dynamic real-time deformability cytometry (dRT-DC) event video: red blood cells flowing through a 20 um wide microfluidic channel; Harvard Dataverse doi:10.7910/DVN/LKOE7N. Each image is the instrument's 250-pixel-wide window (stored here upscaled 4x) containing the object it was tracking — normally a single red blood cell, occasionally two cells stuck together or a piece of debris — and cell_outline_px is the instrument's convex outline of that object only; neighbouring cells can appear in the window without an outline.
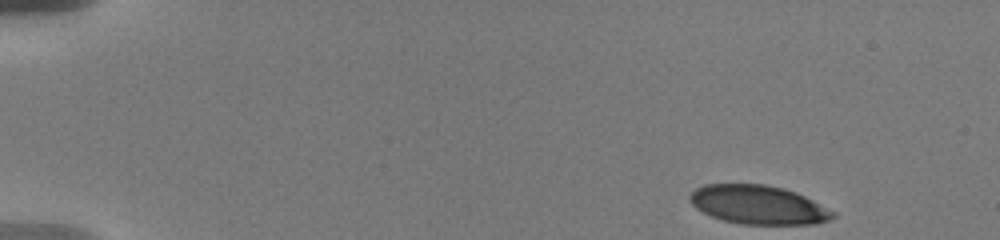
{"species": "human", "species_latin": "Homo sapiens", "temperature_condition": "warm", "stored_images_in_passage": 70, "camera_frame_rate_fps": 3000, "um_per_image_px": 0.085, "donor": {"sex": "male"}, "frame": {"image": 1, "passage_image": 1, "time_ms": 0.0, "image_size_px": [1000, 240], "cell_outline_px": [[836, 216], [828, 220], [816, 224], [740, 224], [724, 220], [712, 216], [696, 208], [688, 200], [688, 196], [696, 188], [704, 184], [764, 184], [784, 188], [796, 192], [836, 212]], "centroid_in_image_um": [64.45, 17.4], "position_along_channel_um": 20.5, "area_um2": 32.37}}
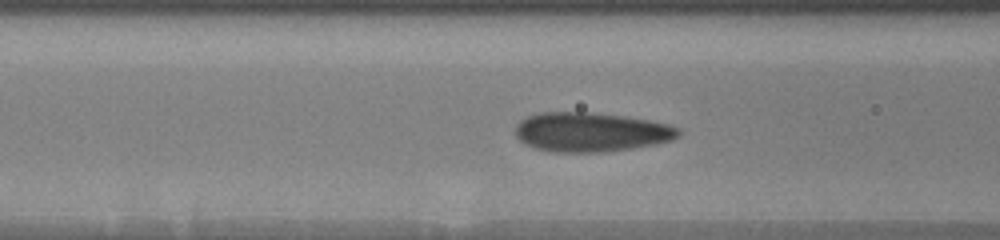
{"frame": {"image": 2, "passage_image": 27, "time_ms": 6.0, "image_size_px": [1000, 240], "cell_outline_px": [[680, 136], [672, 140], [656, 144], [632, 148], [604, 152], [552, 152], [532, 148], [524, 144], [516, 136], [516, 124], [520, 120], [528, 116], [540, 112], [588, 112], [620, 116], [644, 120], [664, 124], [680, 128]], "centroid_in_image_um": [50.18, 11.24], "position_along_channel_um": 116.4, "area_um2": 37.28}}
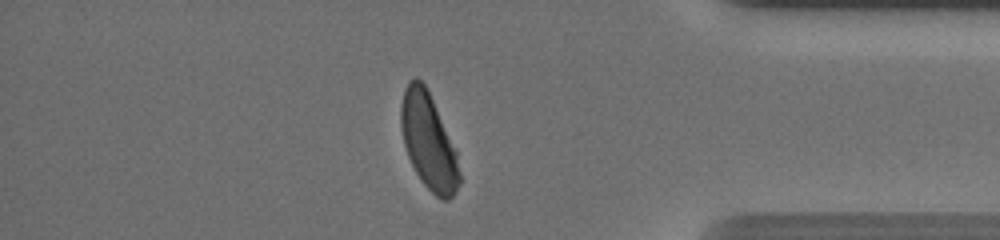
{"frame": {"image": 3, "passage_image": 60, "time_ms": 14.333, "image_size_px": [1000, 240], "cell_outline_px": [[460, 184], [456, 192], [448, 200], [440, 200], [420, 180], [408, 156], [404, 144], [400, 124], [400, 104], [404, 88], [408, 80], [416, 76], [424, 84], [432, 100], [456, 152], [460, 172]], "centroid_in_image_um": [36.4, 12.03], "position_along_channel_um": 398.8, "area_um2": 32.37}, "authors_computed_cell_mechanics": {"area_um2": 35.0268, "velocity_mm_per_s": 3.6236, "shape_relaxation_time_tau1_ms": 5.0523, "shape_relaxation_time_tau2_ms": null, "deformation_change_tau1": 0.1811, "deformation_change_tau2": null}}